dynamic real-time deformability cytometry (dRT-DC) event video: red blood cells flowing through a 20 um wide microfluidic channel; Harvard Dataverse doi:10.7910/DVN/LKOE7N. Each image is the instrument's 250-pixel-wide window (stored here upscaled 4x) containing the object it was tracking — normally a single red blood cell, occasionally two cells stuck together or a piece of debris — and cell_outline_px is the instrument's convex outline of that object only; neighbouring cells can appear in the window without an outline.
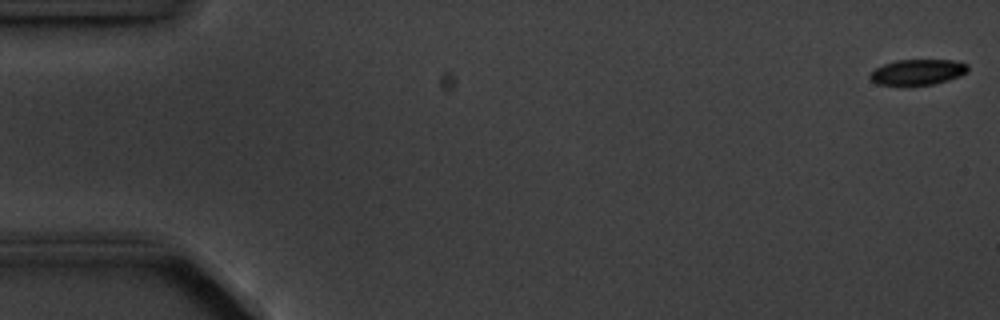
{"species": "common noctule bat (a hibernating species)", "species_latin": "Nyctalus noctula", "temperature_condition": "cold", "stored_images_in_passage": 8, "camera_frame_rate_fps": 3000, "um_per_image_px": 0.085, "animal": {"sex": "male", "body_mass_g": 20.1, "forearm_length_mm": 53.5}, "frame": {"image": 1, "passage_image": 1, "time_ms": 0.0, "image_size_px": [1000, 320], "cell_outline_px": [[968, 72], [960, 76], [948, 80], [932, 84], [876, 84], [868, 76], [876, 68], [884, 64], [896, 60], [952, 60], [968, 64]], "centroid_in_image_um": [78.03, 6.11], "position_along_channel_um": 7.0, "area_um2": 14.33}}
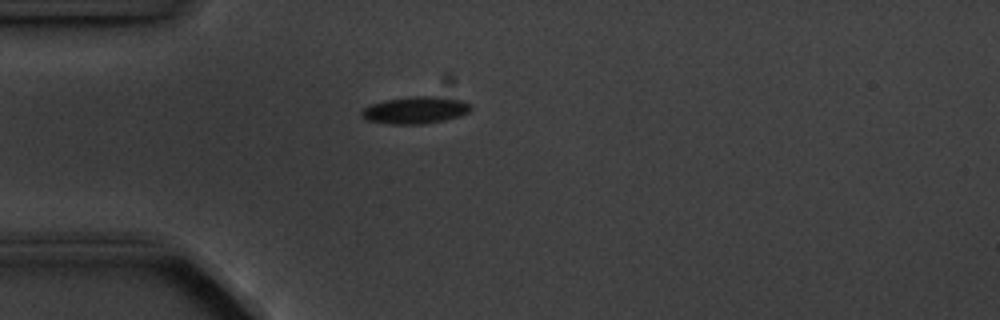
{"frame": {"image": 2, "passage_image": 4, "time_ms": 4.667, "image_size_px": [1000, 320], "cell_outline_px": [[472, 108], [468, 112], [460, 116], [444, 120], [420, 124], [392, 124], [368, 120], [360, 116], [360, 112], [364, 108], [372, 104], [384, 100], [408, 96], [436, 96], [460, 100], [468, 104]], "centroid_in_image_um": [35.28, 9.35], "position_along_channel_um": 49.7, "area_um2": 17.11}}